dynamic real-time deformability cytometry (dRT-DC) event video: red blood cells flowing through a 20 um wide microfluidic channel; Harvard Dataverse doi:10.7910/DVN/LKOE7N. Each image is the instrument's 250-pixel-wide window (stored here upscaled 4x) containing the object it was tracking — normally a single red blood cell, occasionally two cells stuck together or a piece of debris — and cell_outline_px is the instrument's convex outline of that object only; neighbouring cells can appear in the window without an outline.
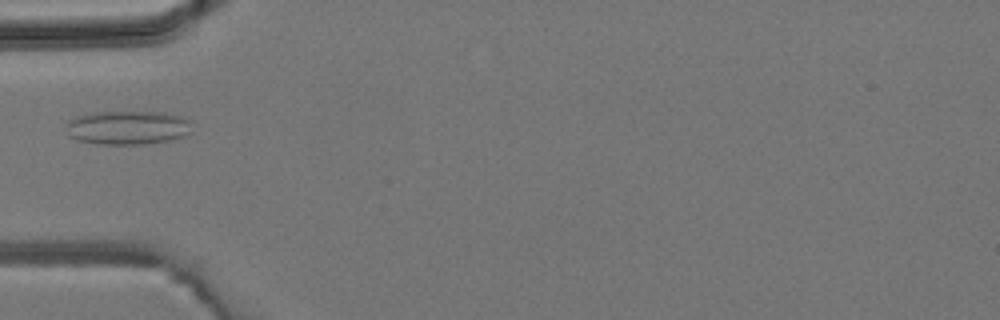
{"species": "common noctule bat (a hibernating species)", "species_latin": "Nyctalus noctula", "temperature_condition": "room temperature", "stored_images_in_passage": 1, "camera_frame_rate_fps": 3000, "um_per_image_px": 0.085, "animal": {"sex": "male", "body_mass_g": 19.2, "forearm_length_mm": 51.8}, "frame": {"image": 1, "passage_image": 1, "time_ms": 0.0, "image_size_px": [1000, 320], "cell_outline_px": [[192, 132], [184, 136], [172, 140], [144, 144], [96, 144], [76, 140], [68, 136], [68, 120], [76, 116], [92, 112], [164, 112], [180, 116], [192, 120]], "centroid_in_image_um": [10.89, 10.85], "position_along_channel_um": 74.1, "area_um2": 25.2}}